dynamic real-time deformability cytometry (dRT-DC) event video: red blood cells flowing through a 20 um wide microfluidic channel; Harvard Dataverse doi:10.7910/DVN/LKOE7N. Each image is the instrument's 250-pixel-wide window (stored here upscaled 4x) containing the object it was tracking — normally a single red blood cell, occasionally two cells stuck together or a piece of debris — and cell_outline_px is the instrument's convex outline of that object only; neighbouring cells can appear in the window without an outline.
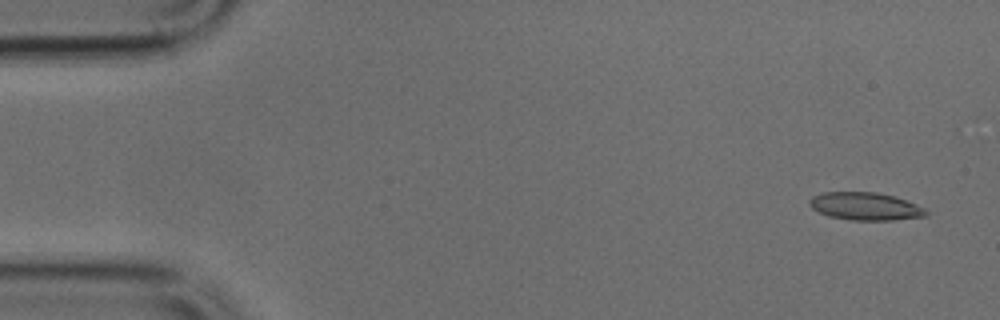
{"species": "common noctule bat (a hibernating species)", "species_latin": "Nyctalus noctula", "temperature_condition": "cold", "stored_images_in_passage": 14, "camera_frame_rate_fps": 3000, "um_per_image_px": 0.085, "animal": {"sex": "male", "body_mass_g": 17.9, "forearm_length_mm": 54.2}, "frame": {"image": 1, "passage_image": 3, "time_ms": 0.667, "image_size_px": [1000, 320], "cell_outline_px": [[928, 216], [892, 220], [852, 220], [828, 216], [812, 208], [808, 204], [808, 200], [812, 196], [824, 192], [876, 192], [896, 196], [916, 204], [924, 208], [928, 212]], "centroid_in_image_um": [73.56, 17.53], "position_along_channel_um": 11.4, "area_um2": 18.96}}
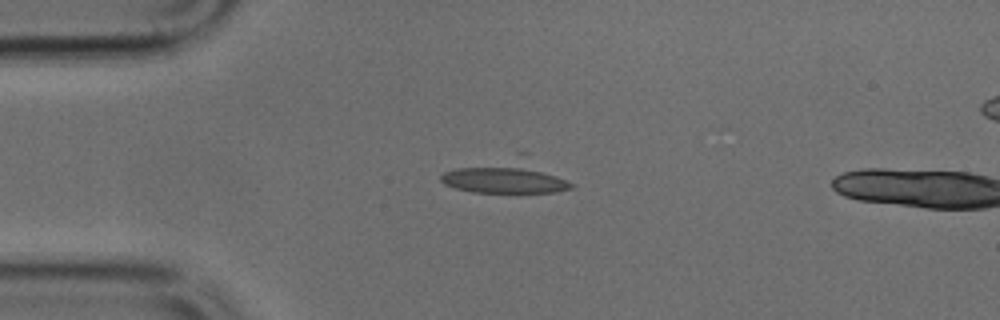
{"frame": {"image": 2, "passage_image": 12, "time_ms": 3.667, "image_size_px": [1000, 320], "cell_outline_px": [[576, 184], [572, 188], [556, 192], [472, 192], [456, 188], [444, 184], [440, 180], [440, 176], [444, 172], [456, 168], [516, 152], [528, 152]], "centroid_in_image_um": [43.15, 14.94], "position_along_channel_um": 41.8, "area_um2": 26.65}}